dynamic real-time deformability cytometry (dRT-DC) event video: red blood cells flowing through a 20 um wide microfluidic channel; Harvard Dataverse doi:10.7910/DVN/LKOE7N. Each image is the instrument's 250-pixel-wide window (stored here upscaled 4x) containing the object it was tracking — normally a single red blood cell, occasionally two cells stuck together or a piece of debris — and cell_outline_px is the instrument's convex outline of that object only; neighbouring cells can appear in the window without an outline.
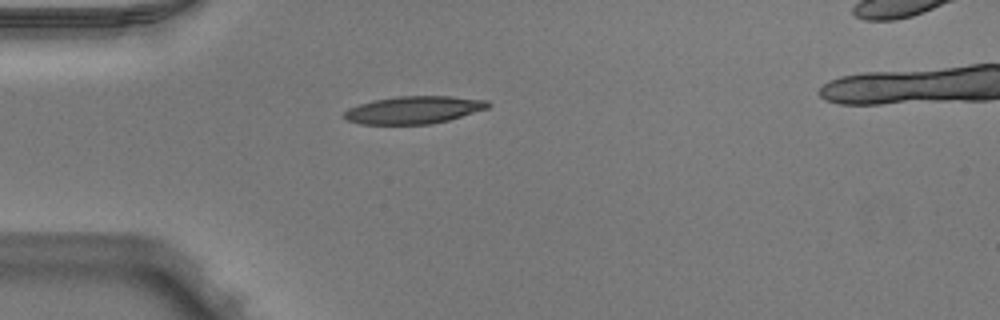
{"species": "Egyptian fruit bat (a non-hibernating species)", "species_latin": "Rousettus aegyptiacus", "temperature_condition": "warm", "stored_images_in_passage": 38, "camera_frame_rate_fps": 3000, "um_per_image_px": 0.085, "animal": {"sex": "male"}, "frame": {"image": 1, "passage_image": 1, "time_ms": 0.0, "image_size_px": [1000, 320], "cell_outline_px": [[492, 104], [488, 108], [448, 120], [432, 124], [360, 124], [348, 120], [344, 116], [344, 112], [348, 108], [372, 100], [400, 96], [448, 96], [488, 100]], "centroid_in_image_um": [35.19, 9.34], "position_along_channel_um": 49.8, "area_um2": 23.0}}
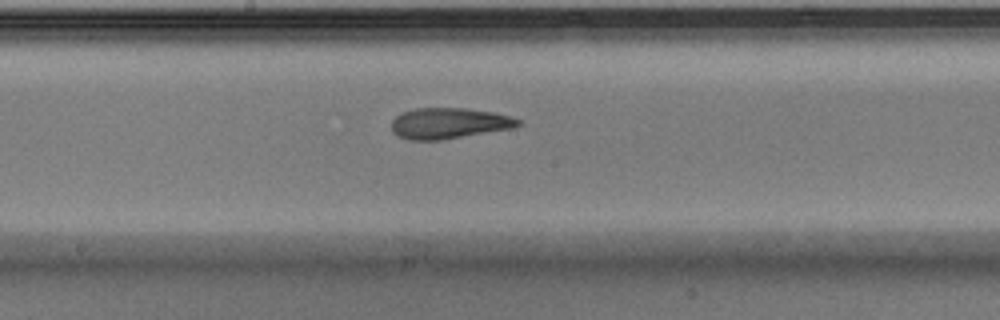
{"frame": {"image": 2, "passage_image": 14, "time_ms": 4.333, "image_size_px": [1000, 320], "cell_outline_px": [[520, 124], [512, 128], [440, 140], [408, 140], [396, 136], [392, 132], [392, 120], [396, 116], [412, 108], [464, 108], [492, 112], [512, 116], [520, 120]], "centroid_in_image_um": [38.12, 10.48], "position_along_channel_um": 210.1, "area_um2": 22.72}}
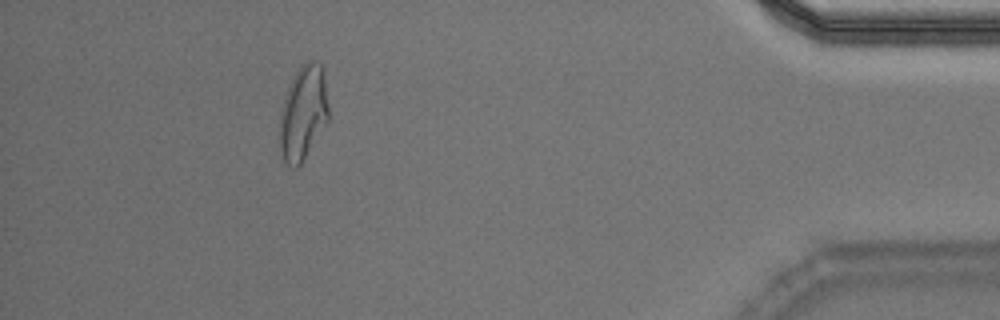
{"frame": {"image": 3, "passage_image": 33, "time_ms": 10.667, "image_size_px": [1000, 320], "cell_outline_px": [[328, 120], [300, 164], [296, 168], [292, 168], [280, 156], [280, 112], [284, 96], [300, 64], [308, 60], [316, 60], [324, 68], [328, 104]], "centroid_in_image_um": [25.77, 9.55], "position_along_channel_um": 409.4, "area_um2": 26.93}}